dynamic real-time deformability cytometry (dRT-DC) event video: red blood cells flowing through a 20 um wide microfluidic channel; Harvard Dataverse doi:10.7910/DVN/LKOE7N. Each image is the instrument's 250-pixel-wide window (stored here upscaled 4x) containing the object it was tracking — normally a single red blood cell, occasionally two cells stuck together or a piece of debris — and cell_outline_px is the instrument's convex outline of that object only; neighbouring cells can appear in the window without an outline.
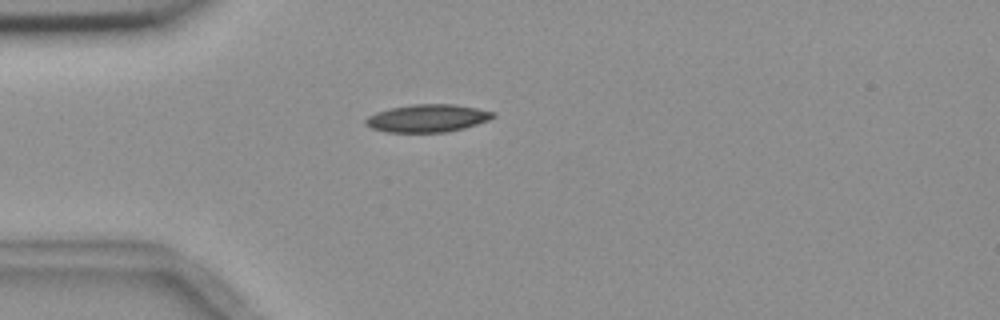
{"species": "common noctule bat (a hibernating species)", "species_latin": "Nyctalus noctula", "temperature_condition": "room temperature", "stored_images_in_passage": 2, "camera_frame_rate_fps": 3000, "um_per_image_px": 0.085, "animal": {"sex": "female", "body_mass_g": 18.4}, "frame": {"image": 1, "passage_image": 2, "time_ms": 1.0, "image_size_px": [1000, 320], "cell_outline_px": [[496, 116], [488, 120], [464, 128], [448, 132], [388, 132], [372, 128], [364, 124], [364, 120], [368, 116], [376, 112], [392, 108], [412, 104], [456, 104], [496, 112]], "centroid_in_image_um": [36.35, 10.04], "position_along_channel_um": 48.7, "area_um2": 20.58}}